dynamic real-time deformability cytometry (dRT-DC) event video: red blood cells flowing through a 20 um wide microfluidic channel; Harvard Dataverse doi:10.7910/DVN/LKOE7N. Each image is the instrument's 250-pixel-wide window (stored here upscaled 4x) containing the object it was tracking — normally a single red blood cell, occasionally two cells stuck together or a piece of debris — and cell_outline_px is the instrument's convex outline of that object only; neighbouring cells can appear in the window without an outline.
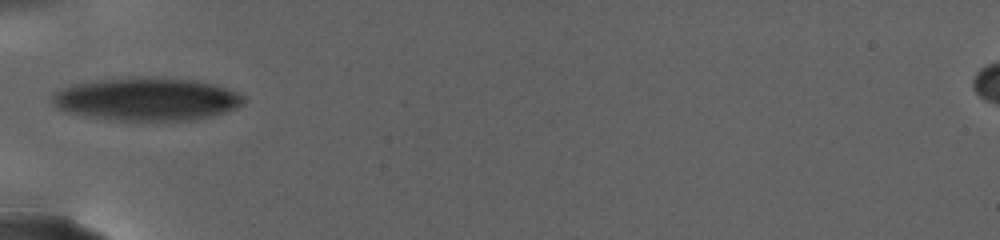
{"species": "human", "species_latin": "Homo sapiens", "temperature_condition": "warm", "stored_images_in_passage": 27, "camera_frame_rate_fps": 3000, "um_per_image_px": 0.085, "donor": {"sex": "female"}, "frame": {"image": 1, "passage_image": 1, "time_ms": 0.0, "image_size_px": [1000, 240], "cell_outline_px": [[244, 104], [236, 108], [212, 116], [196, 120], [104, 120], [84, 116], [68, 112], [52, 104], [52, 96], [60, 88], [72, 84], [96, 80], [128, 76], [136, 76], [196, 80], [216, 84], [236, 92], [244, 96]], "centroid_in_image_um": [12.46, 8.42], "position_along_channel_um": 72.5, "area_um2": 48.44}}
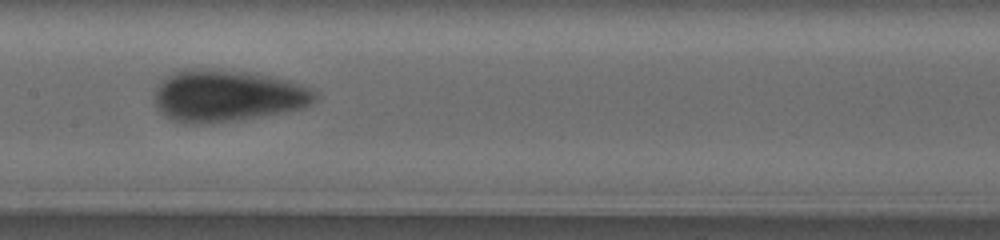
{"frame": {"image": 2, "passage_image": 9, "time_ms": 4.667, "image_size_px": [1000, 240], "cell_outline_px": [[316, 100], [312, 104], [304, 108], [284, 112], [240, 120], [204, 124], [184, 124], [172, 120], [164, 116], [160, 112], [156, 104], [156, 88], [160, 80], [172, 72], [184, 68], [212, 68], [256, 72], [304, 84], [312, 88], [316, 92]], "centroid_in_image_um": [19.33, 8.12], "position_along_channel_um": 188.1, "area_um2": 49.59}}
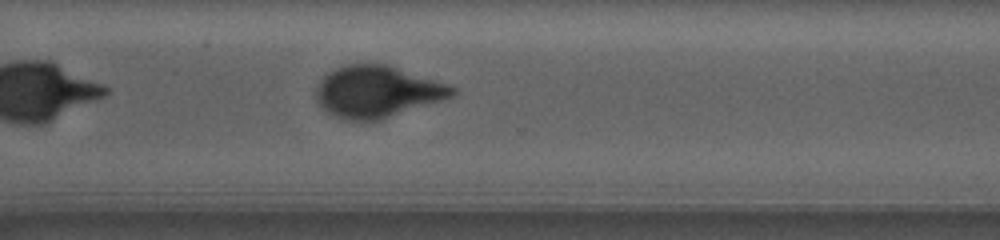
{"frame": {"image": 3, "passage_image": 19, "time_ms": 10.667, "image_size_px": [1000, 240], "cell_outline_px": [[456, 92], [452, 96], [380, 120], [344, 120], [328, 112], [316, 100], [316, 88], [320, 80], [328, 72], [336, 68], [348, 64], [388, 64], [448, 84], [456, 88]], "centroid_in_image_um": [32.04, 7.78], "position_along_channel_um": 338.6, "area_um2": 40.58}, "authors_computed_cell_mechanics": {"area_um2": 45.373, "velocity_mm_per_s": 2.5133, "shape_relaxation_time_tau1_ms": 4.1692, "shape_relaxation_time_tau2_ms": 1.5099, "deformation_change_tau1": 0.1549, "deformation_change_tau2": 0.0631}}